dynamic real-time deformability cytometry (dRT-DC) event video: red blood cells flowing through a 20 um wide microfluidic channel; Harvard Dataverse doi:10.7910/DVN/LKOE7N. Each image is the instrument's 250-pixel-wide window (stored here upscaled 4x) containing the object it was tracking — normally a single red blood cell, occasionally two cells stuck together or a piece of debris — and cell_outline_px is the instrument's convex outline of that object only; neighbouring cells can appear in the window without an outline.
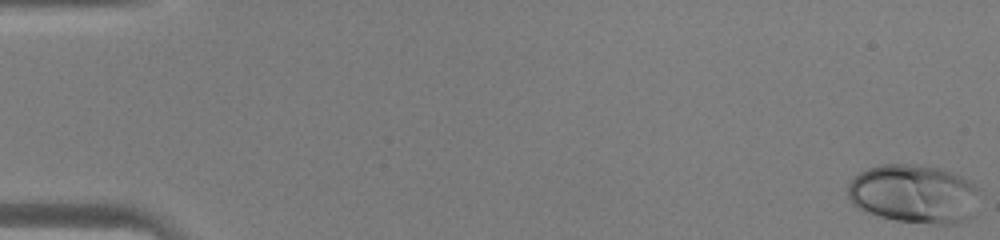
{"species": "human", "species_latin": "Homo sapiens", "temperature_condition": "warm", "stored_images_in_passage": 46, "camera_frame_rate_fps": 3000, "um_per_image_px": 0.085, "donor": {"sex": "male"}, "frame": {"image": 1, "passage_image": 1, "time_ms": 0.0, "image_size_px": [1000, 240], "cell_outline_px": [[980, 188], [976, 216], [968, 220], [956, 224], [936, 224], [896, 220], [864, 212], [852, 204], [848, 196], [848, 184], [860, 172], [868, 168], [880, 164], [912, 164], [940, 168], [960, 176], [976, 184]], "centroid_in_image_um": [77.75, 16.5], "position_along_channel_um": 7.3, "area_um2": 45.78}}
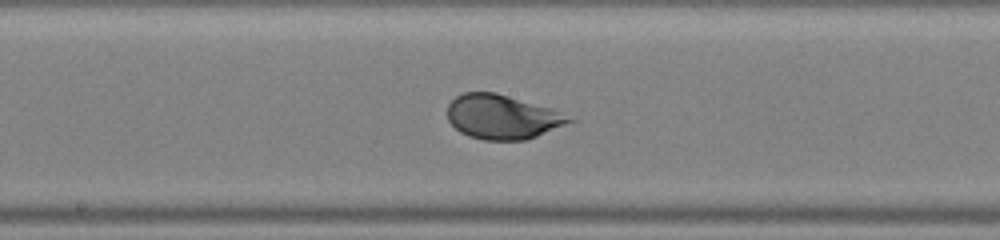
{"frame": {"image": 2, "passage_image": 25, "time_ms": 8.0, "image_size_px": [1000, 240], "cell_outline_px": [[576, 120], [536, 136], [524, 140], [484, 140], [468, 136], [460, 132], [448, 120], [448, 104], [456, 96], [464, 92], [496, 92], [552, 108]], "centroid_in_image_um": [42.67, 9.93], "position_along_channel_um": 205.5, "area_um2": 31.33}}
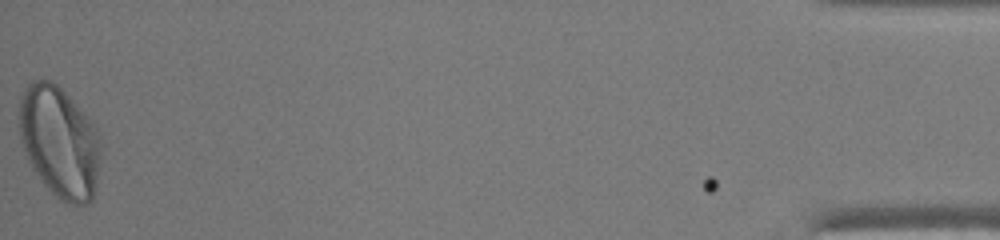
{"frame": {"image": 3, "passage_image": 46, "time_ms": 15.0, "image_size_px": [1000, 240], "cell_outline_px": [[104, 148], [92, 200], [84, 204], [68, 204], [60, 200], [40, 180], [32, 168], [24, 152], [20, 140], [20, 96], [24, 88], [32, 80], [52, 80], [92, 120], [100, 136]], "centroid_in_image_um": [5.09, 12.07], "position_along_channel_um": 430.1, "area_um2": 53.52}}